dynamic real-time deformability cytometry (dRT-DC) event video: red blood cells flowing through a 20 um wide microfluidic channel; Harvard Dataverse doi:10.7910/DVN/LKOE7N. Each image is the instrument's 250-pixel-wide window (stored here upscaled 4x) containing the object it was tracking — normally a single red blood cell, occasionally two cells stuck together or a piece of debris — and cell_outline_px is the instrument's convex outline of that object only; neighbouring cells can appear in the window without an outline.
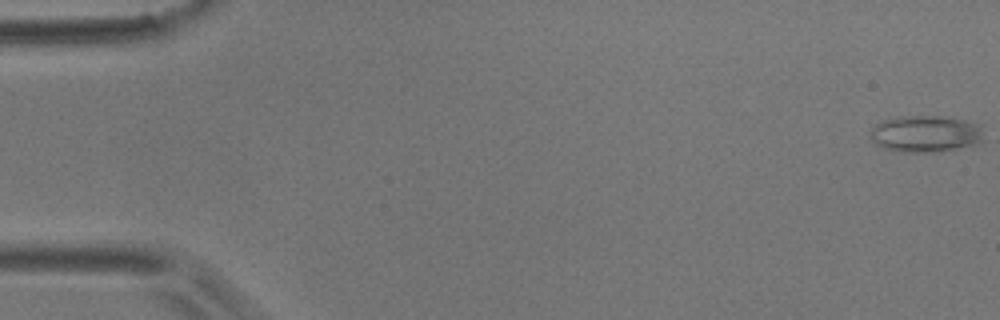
{"species": "common noctule bat (a hibernating species)", "species_latin": "Nyctalus noctula", "temperature_condition": "room temperature", "stored_images_in_passage": 58, "camera_frame_rate_fps": 3000, "um_per_image_px": 0.085, "animal": {"sex": "male", "body_mass_g": 17.9}, "frame": {"image": 1, "passage_image": 1, "time_ms": 0.0, "image_size_px": [1000, 320], "cell_outline_px": [[980, 140], [976, 144], [956, 148], [924, 152], [900, 152], [884, 148], [876, 144], [872, 140], [868, 132], [880, 120], [896, 116], [944, 116], [964, 120], [980, 124]], "centroid_in_image_um": [78.57, 11.35], "position_along_channel_um": 6.4, "area_um2": 24.1}}
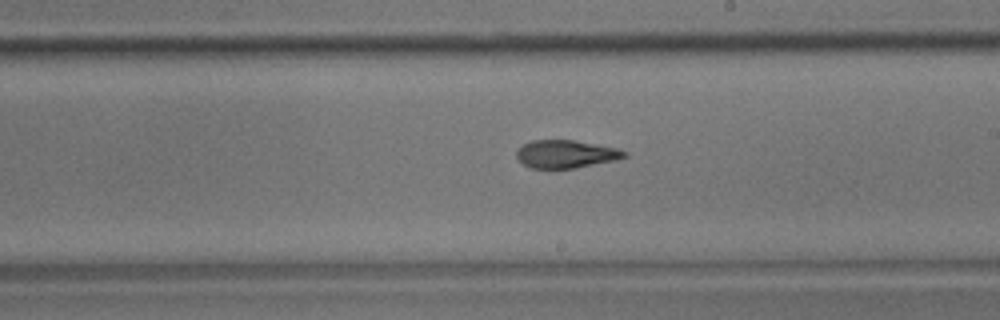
{"frame": {"image": 2, "passage_image": 33, "time_ms": 10.667, "image_size_px": [1000, 320], "cell_outline_px": [[628, 156], [616, 160], [576, 168], [528, 168], [516, 156], [516, 152], [524, 144], [532, 140], [572, 140], [616, 148], [628, 152]], "centroid_in_image_um": [48.11, 13.1], "position_along_channel_um": 240.9, "area_um2": 17.4}}
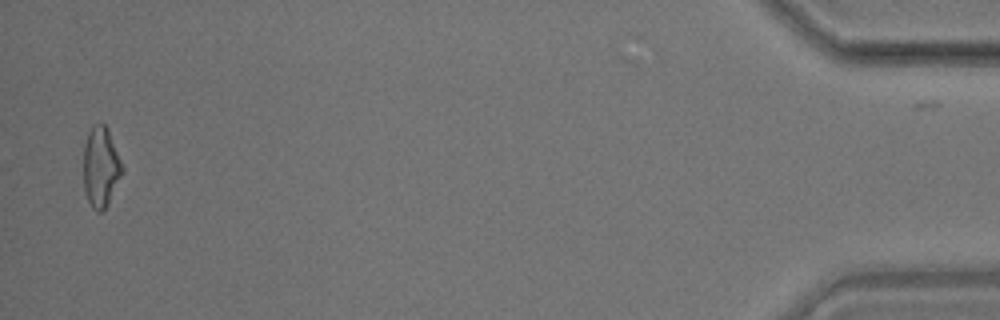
{"frame": {"image": 3, "passage_image": 56, "time_ms": 18.333, "image_size_px": [1000, 320], "cell_outline_px": [[124, 172], [104, 212], [96, 212], [92, 208], [88, 200], [84, 188], [84, 144], [88, 132], [92, 124], [104, 124], [108, 128], [124, 168]], "centroid_in_image_um": [8.58, 14.21], "position_along_channel_um": 426.6, "area_um2": 18.38}, "authors_computed_cell_mechanics": {"area_um2": 18.5249, "velocity_mm_per_s": 3.5635, "shape_relaxation_time_tau1_ms": 4.9985, "shape_relaxation_time_tau2_ms": 3.7999, "deformation_change_tau1": 0.1645, "deformation_change_tau2": 0.1003}}